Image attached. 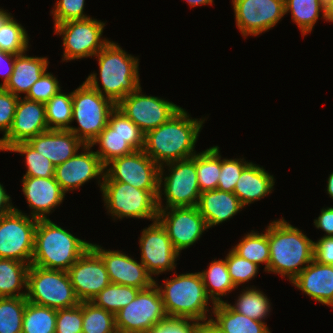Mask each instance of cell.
<instances>
[{"label":"cell","instance_id":"f907efd6","mask_svg":"<svg viewBox=\"0 0 333 333\" xmlns=\"http://www.w3.org/2000/svg\"><path fill=\"white\" fill-rule=\"evenodd\" d=\"M18 99V96L0 87V131L3 132V137L12 126Z\"/></svg>","mask_w":333,"mask_h":333},{"label":"cell","instance_id":"e0dca14e","mask_svg":"<svg viewBox=\"0 0 333 333\" xmlns=\"http://www.w3.org/2000/svg\"><path fill=\"white\" fill-rule=\"evenodd\" d=\"M76 297L91 302L111 281L99 254L90 246L67 270Z\"/></svg>","mask_w":333,"mask_h":333},{"label":"cell","instance_id":"816d5d0a","mask_svg":"<svg viewBox=\"0 0 333 333\" xmlns=\"http://www.w3.org/2000/svg\"><path fill=\"white\" fill-rule=\"evenodd\" d=\"M313 259L321 264L333 265V236L314 241Z\"/></svg>","mask_w":333,"mask_h":333},{"label":"cell","instance_id":"94428289","mask_svg":"<svg viewBox=\"0 0 333 333\" xmlns=\"http://www.w3.org/2000/svg\"><path fill=\"white\" fill-rule=\"evenodd\" d=\"M11 13L6 12V10L0 9V27L1 24L10 16Z\"/></svg>","mask_w":333,"mask_h":333},{"label":"cell","instance_id":"f35d334b","mask_svg":"<svg viewBox=\"0 0 333 333\" xmlns=\"http://www.w3.org/2000/svg\"><path fill=\"white\" fill-rule=\"evenodd\" d=\"M26 297H0V333H22Z\"/></svg>","mask_w":333,"mask_h":333},{"label":"cell","instance_id":"f546056e","mask_svg":"<svg viewBox=\"0 0 333 333\" xmlns=\"http://www.w3.org/2000/svg\"><path fill=\"white\" fill-rule=\"evenodd\" d=\"M199 273L213 306L224 302L220 297L227 295L236 288L230 278L225 259H214L209 264V268Z\"/></svg>","mask_w":333,"mask_h":333},{"label":"cell","instance_id":"ab89813d","mask_svg":"<svg viewBox=\"0 0 333 333\" xmlns=\"http://www.w3.org/2000/svg\"><path fill=\"white\" fill-rule=\"evenodd\" d=\"M7 151L18 152L25 156L27 171L23 177H54L55 166L52 162L37 152L27 142L14 144Z\"/></svg>","mask_w":333,"mask_h":333},{"label":"cell","instance_id":"f5cc1de1","mask_svg":"<svg viewBox=\"0 0 333 333\" xmlns=\"http://www.w3.org/2000/svg\"><path fill=\"white\" fill-rule=\"evenodd\" d=\"M314 225L326 233L324 236H333V206L321 209L320 215L314 220Z\"/></svg>","mask_w":333,"mask_h":333},{"label":"cell","instance_id":"9f6ffc18","mask_svg":"<svg viewBox=\"0 0 333 333\" xmlns=\"http://www.w3.org/2000/svg\"><path fill=\"white\" fill-rule=\"evenodd\" d=\"M201 333H225L221 329H219L210 318L202 323Z\"/></svg>","mask_w":333,"mask_h":333},{"label":"cell","instance_id":"91938a15","mask_svg":"<svg viewBox=\"0 0 333 333\" xmlns=\"http://www.w3.org/2000/svg\"><path fill=\"white\" fill-rule=\"evenodd\" d=\"M327 193L329 194V197L333 199V172L329 175L328 181H327Z\"/></svg>","mask_w":333,"mask_h":333},{"label":"cell","instance_id":"9c48e42d","mask_svg":"<svg viewBox=\"0 0 333 333\" xmlns=\"http://www.w3.org/2000/svg\"><path fill=\"white\" fill-rule=\"evenodd\" d=\"M166 165L170 168L168 176L163 177V167L159 171L158 209L197 206L201 191L197 179L196 154ZM162 195L166 197V206L162 205Z\"/></svg>","mask_w":333,"mask_h":333},{"label":"cell","instance_id":"83f0119b","mask_svg":"<svg viewBox=\"0 0 333 333\" xmlns=\"http://www.w3.org/2000/svg\"><path fill=\"white\" fill-rule=\"evenodd\" d=\"M212 309L215 319L210 316V320L225 333H271L265 322L238 313L226 301L215 304Z\"/></svg>","mask_w":333,"mask_h":333},{"label":"cell","instance_id":"f6af8a7d","mask_svg":"<svg viewBox=\"0 0 333 333\" xmlns=\"http://www.w3.org/2000/svg\"><path fill=\"white\" fill-rule=\"evenodd\" d=\"M240 159H222L217 189L233 193L243 169L250 163Z\"/></svg>","mask_w":333,"mask_h":333},{"label":"cell","instance_id":"6da1fadb","mask_svg":"<svg viewBox=\"0 0 333 333\" xmlns=\"http://www.w3.org/2000/svg\"><path fill=\"white\" fill-rule=\"evenodd\" d=\"M189 116L181 108L168 121L145 134L143 151L159 167L197 154L195 144L205 120Z\"/></svg>","mask_w":333,"mask_h":333},{"label":"cell","instance_id":"52a82bcc","mask_svg":"<svg viewBox=\"0 0 333 333\" xmlns=\"http://www.w3.org/2000/svg\"><path fill=\"white\" fill-rule=\"evenodd\" d=\"M27 301L55 310L80 304L67 271L30 265L27 273Z\"/></svg>","mask_w":333,"mask_h":333},{"label":"cell","instance_id":"1f68e13d","mask_svg":"<svg viewBox=\"0 0 333 333\" xmlns=\"http://www.w3.org/2000/svg\"><path fill=\"white\" fill-rule=\"evenodd\" d=\"M240 257L257 264L265 263L264 271L268 272L270 261V246L268 242V226L265 233L251 231L245 234L240 242L232 248Z\"/></svg>","mask_w":333,"mask_h":333},{"label":"cell","instance_id":"8d00e7d4","mask_svg":"<svg viewBox=\"0 0 333 333\" xmlns=\"http://www.w3.org/2000/svg\"><path fill=\"white\" fill-rule=\"evenodd\" d=\"M139 290L132 286L110 283L91 302L99 308L116 314L132 302Z\"/></svg>","mask_w":333,"mask_h":333},{"label":"cell","instance_id":"ffe728a7","mask_svg":"<svg viewBox=\"0 0 333 333\" xmlns=\"http://www.w3.org/2000/svg\"><path fill=\"white\" fill-rule=\"evenodd\" d=\"M49 130L46 120L45 104L31 101L21 96L18 99L12 126L0 138V151H7L12 145L28 142L36 135Z\"/></svg>","mask_w":333,"mask_h":333},{"label":"cell","instance_id":"5bb4252c","mask_svg":"<svg viewBox=\"0 0 333 333\" xmlns=\"http://www.w3.org/2000/svg\"><path fill=\"white\" fill-rule=\"evenodd\" d=\"M142 93L140 86L123 98L116 107L144 134L168 121L182 108L168 100Z\"/></svg>","mask_w":333,"mask_h":333},{"label":"cell","instance_id":"cb8c5ba5","mask_svg":"<svg viewBox=\"0 0 333 333\" xmlns=\"http://www.w3.org/2000/svg\"><path fill=\"white\" fill-rule=\"evenodd\" d=\"M291 283L310 298L333 308V265L313 259Z\"/></svg>","mask_w":333,"mask_h":333},{"label":"cell","instance_id":"9a60e30c","mask_svg":"<svg viewBox=\"0 0 333 333\" xmlns=\"http://www.w3.org/2000/svg\"><path fill=\"white\" fill-rule=\"evenodd\" d=\"M237 28L245 38L272 29L284 17L285 0H232Z\"/></svg>","mask_w":333,"mask_h":333},{"label":"cell","instance_id":"8992f818","mask_svg":"<svg viewBox=\"0 0 333 333\" xmlns=\"http://www.w3.org/2000/svg\"><path fill=\"white\" fill-rule=\"evenodd\" d=\"M72 122L79 127H69L84 145H91L100 132L107 126L108 117L116 105L103 97L85 81L72 92Z\"/></svg>","mask_w":333,"mask_h":333},{"label":"cell","instance_id":"5b68a950","mask_svg":"<svg viewBox=\"0 0 333 333\" xmlns=\"http://www.w3.org/2000/svg\"><path fill=\"white\" fill-rule=\"evenodd\" d=\"M163 281V286L156 281L154 283L160 291L169 319H190L200 323L207 321L208 301L211 299L199 272L179 274Z\"/></svg>","mask_w":333,"mask_h":333},{"label":"cell","instance_id":"7c38bea8","mask_svg":"<svg viewBox=\"0 0 333 333\" xmlns=\"http://www.w3.org/2000/svg\"><path fill=\"white\" fill-rule=\"evenodd\" d=\"M160 167L142 150L112 159L105 165L103 181H119L159 194Z\"/></svg>","mask_w":333,"mask_h":333},{"label":"cell","instance_id":"ee69618b","mask_svg":"<svg viewBox=\"0 0 333 333\" xmlns=\"http://www.w3.org/2000/svg\"><path fill=\"white\" fill-rule=\"evenodd\" d=\"M225 260L230 278L236 288L255 278L258 273L259 266L257 264L240 257L232 249L226 255Z\"/></svg>","mask_w":333,"mask_h":333},{"label":"cell","instance_id":"ac0fdd59","mask_svg":"<svg viewBox=\"0 0 333 333\" xmlns=\"http://www.w3.org/2000/svg\"><path fill=\"white\" fill-rule=\"evenodd\" d=\"M139 245L141 262L151 276L175 269L180 253L173 247L166 230L158 220L143 229Z\"/></svg>","mask_w":333,"mask_h":333},{"label":"cell","instance_id":"4dcf8cb0","mask_svg":"<svg viewBox=\"0 0 333 333\" xmlns=\"http://www.w3.org/2000/svg\"><path fill=\"white\" fill-rule=\"evenodd\" d=\"M291 12L292 20L301 30L303 36L310 33L318 18L320 12L325 20L324 0H285V14Z\"/></svg>","mask_w":333,"mask_h":333},{"label":"cell","instance_id":"277c9868","mask_svg":"<svg viewBox=\"0 0 333 333\" xmlns=\"http://www.w3.org/2000/svg\"><path fill=\"white\" fill-rule=\"evenodd\" d=\"M90 246L91 243L75 237L50 218L40 219L34 233L31 265L67 271Z\"/></svg>","mask_w":333,"mask_h":333},{"label":"cell","instance_id":"4fadbf2b","mask_svg":"<svg viewBox=\"0 0 333 333\" xmlns=\"http://www.w3.org/2000/svg\"><path fill=\"white\" fill-rule=\"evenodd\" d=\"M38 220L15 208L0 218V258L31 265Z\"/></svg>","mask_w":333,"mask_h":333},{"label":"cell","instance_id":"3957f363","mask_svg":"<svg viewBox=\"0 0 333 333\" xmlns=\"http://www.w3.org/2000/svg\"><path fill=\"white\" fill-rule=\"evenodd\" d=\"M268 242V273L279 274L292 282L313 260L314 241L284 218L274 220L268 225Z\"/></svg>","mask_w":333,"mask_h":333},{"label":"cell","instance_id":"603a6c76","mask_svg":"<svg viewBox=\"0 0 333 333\" xmlns=\"http://www.w3.org/2000/svg\"><path fill=\"white\" fill-rule=\"evenodd\" d=\"M56 167L74 156L84 144L69 130L49 129L27 142Z\"/></svg>","mask_w":333,"mask_h":333},{"label":"cell","instance_id":"db71d44e","mask_svg":"<svg viewBox=\"0 0 333 333\" xmlns=\"http://www.w3.org/2000/svg\"><path fill=\"white\" fill-rule=\"evenodd\" d=\"M16 56H17L16 54L0 50V75H2V78H4L3 83L0 84V87H4L6 83L9 81L13 73ZM2 68L3 69L7 68V69L6 70L4 69L5 70L4 72L3 70H1Z\"/></svg>","mask_w":333,"mask_h":333},{"label":"cell","instance_id":"b9f144b4","mask_svg":"<svg viewBox=\"0 0 333 333\" xmlns=\"http://www.w3.org/2000/svg\"><path fill=\"white\" fill-rule=\"evenodd\" d=\"M28 43L27 31L10 15L0 27V50L20 55L28 51Z\"/></svg>","mask_w":333,"mask_h":333},{"label":"cell","instance_id":"6f0895ef","mask_svg":"<svg viewBox=\"0 0 333 333\" xmlns=\"http://www.w3.org/2000/svg\"><path fill=\"white\" fill-rule=\"evenodd\" d=\"M325 5V19L328 22H333V0H324Z\"/></svg>","mask_w":333,"mask_h":333},{"label":"cell","instance_id":"c3c4849f","mask_svg":"<svg viewBox=\"0 0 333 333\" xmlns=\"http://www.w3.org/2000/svg\"><path fill=\"white\" fill-rule=\"evenodd\" d=\"M85 0H59L55 3L53 14L54 25L61 24L69 20L87 19L90 16L84 14Z\"/></svg>","mask_w":333,"mask_h":333},{"label":"cell","instance_id":"4316f807","mask_svg":"<svg viewBox=\"0 0 333 333\" xmlns=\"http://www.w3.org/2000/svg\"><path fill=\"white\" fill-rule=\"evenodd\" d=\"M48 62L46 57H31L26 52L17 55L13 73L3 88L18 97L20 93L27 95L31 86L47 71Z\"/></svg>","mask_w":333,"mask_h":333},{"label":"cell","instance_id":"30bf717a","mask_svg":"<svg viewBox=\"0 0 333 333\" xmlns=\"http://www.w3.org/2000/svg\"><path fill=\"white\" fill-rule=\"evenodd\" d=\"M168 317L157 285L139 290L128 305L115 314L118 333H146Z\"/></svg>","mask_w":333,"mask_h":333},{"label":"cell","instance_id":"60d3db41","mask_svg":"<svg viewBox=\"0 0 333 333\" xmlns=\"http://www.w3.org/2000/svg\"><path fill=\"white\" fill-rule=\"evenodd\" d=\"M82 333H118L115 314L92 302H83Z\"/></svg>","mask_w":333,"mask_h":333},{"label":"cell","instance_id":"681fc988","mask_svg":"<svg viewBox=\"0 0 333 333\" xmlns=\"http://www.w3.org/2000/svg\"><path fill=\"white\" fill-rule=\"evenodd\" d=\"M202 323L190 319H167L146 333H201Z\"/></svg>","mask_w":333,"mask_h":333},{"label":"cell","instance_id":"44dd1931","mask_svg":"<svg viewBox=\"0 0 333 333\" xmlns=\"http://www.w3.org/2000/svg\"><path fill=\"white\" fill-rule=\"evenodd\" d=\"M91 247L102 258L111 283L132 286L140 290L154 284V277L146 271L141 261L138 263L122 251L105 250L100 245L92 243Z\"/></svg>","mask_w":333,"mask_h":333},{"label":"cell","instance_id":"ba28073f","mask_svg":"<svg viewBox=\"0 0 333 333\" xmlns=\"http://www.w3.org/2000/svg\"><path fill=\"white\" fill-rule=\"evenodd\" d=\"M102 182L104 205L113 219L126 217L157 220L158 198L151 191L119 181Z\"/></svg>","mask_w":333,"mask_h":333},{"label":"cell","instance_id":"f1b7e54d","mask_svg":"<svg viewBox=\"0 0 333 333\" xmlns=\"http://www.w3.org/2000/svg\"><path fill=\"white\" fill-rule=\"evenodd\" d=\"M30 264L0 258V297H26ZM25 287V291L20 292Z\"/></svg>","mask_w":333,"mask_h":333},{"label":"cell","instance_id":"d590c367","mask_svg":"<svg viewBox=\"0 0 333 333\" xmlns=\"http://www.w3.org/2000/svg\"><path fill=\"white\" fill-rule=\"evenodd\" d=\"M247 287L246 290L238 296L234 305L229 306L240 314H243L256 321L265 319L271 310L270 300L267 296L255 287Z\"/></svg>","mask_w":333,"mask_h":333},{"label":"cell","instance_id":"7dc6e473","mask_svg":"<svg viewBox=\"0 0 333 333\" xmlns=\"http://www.w3.org/2000/svg\"><path fill=\"white\" fill-rule=\"evenodd\" d=\"M61 90L59 81L51 73L45 72L32 86L25 98L46 103Z\"/></svg>","mask_w":333,"mask_h":333},{"label":"cell","instance_id":"d4e9b609","mask_svg":"<svg viewBox=\"0 0 333 333\" xmlns=\"http://www.w3.org/2000/svg\"><path fill=\"white\" fill-rule=\"evenodd\" d=\"M197 208L211 228L233 218L244 206L234 193L216 189L201 192Z\"/></svg>","mask_w":333,"mask_h":333},{"label":"cell","instance_id":"e575fe53","mask_svg":"<svg viewBox=\"0 0 333 333\" xmlns=\"http://www.w3.org/2000/svg\"><path fill=\"white\" fill-rule=\"evenodd\" d=\"M57 310L27 301L22 333H55Z\"/></svg>","mask_w":333,"mask_h":333},{"label":"cell","instance_id":"11a10c76","mask_svg":"<svg viewBox=\"0 0 333 333\" xmlns=\"http://www.w3.org/2000/svg\"><path fill=\"white\" fill-rule=\"evenodd\" d=\"M15 207L12 205L11 197L6 193L3 184L0 183V218L12 212Z\"/></svg>","mask_w":333,"mask_h":333},{"label":"cell","instance_id":"7402d4cb","mask_svg":"<svg viewBox=\"0 0 333 333\" xmlns=\"http://www.w3.org/2000/svg\"><path fill=\"white\" fill-rule=\"evenodd\" d=\"M22 179V191L28 206L32 209L30 217L37 220L48 219L47 214L63 202L66 193L54 177H23Z\"/></svg>","mask_w":333,"mask_h":333},{"label":"cell","instance_id":"d6a6232c","mask_svg":"<svg viewBox=\"0 0 333 333\" xmlns=\"http://www.w3.org/2000/svg\"><path fill=\"white\" fill-rule=\"evenodd\" d=\"M219 147L213 146L196 154V170L201 192L216 190L221 171Z\"/></svg>","mask_w":333,"mask_h":333},{"label":"cell","instance_id":"8fae6325","mask_svg":"<svg viewBox=\"0 0 333 333\" xmlns=\"http://www.w3.org/2000/svg\"><path fill=\"white\" fill-rule=\"evenodd\" d=\"M105 23L87 18L69 20L54 25L56 35L63 37V61H71L95 56L108 42L102 39Z\"/></svg>","mask_w":333,"mask_h":333},{"label":"cell","instance_id":"7bdbcfd3","mask_svg":"<svg viewBox=\"0 0 333 333\" xmlns=\"http://www.w3.org/2000/svg\"><path fill=\"white\" fill-rule=\"evenodd\" d=\"M108 125L117 133L123 135L135 150H142L144 148L145 134L117 107L111 111L108 117Z\"/></svg>","mask_w":333,"mask_h":333},{"label":"cell","instance_id":"bcb514c9","mask_svg":"<svg viewBox=\"0 0 333 333\" xmlns=\"http://www.w3.org/2000/svg\"><path fill=\"white\" fill-rule=\"evenodd\" d=\"M83 302L71 307L57 310L55 333H82Z\"/></svg>","mask_w":333,"mask_h":333},{"label":"cell","instance_id":"836d02e7","mask_svg":"<svg viewBox=\"0 0 333 333\" xmlns=\"http://www.w3.org/2000/svg\"><path fill=\"white\" fill-rule=\"evenodd\" d=\"M99 144V150L95 153L101 162L106 165L112 159L131 154L135 149L126 141L123 135L117 133L108 124L91 143V146Z\"/></svg>","mask_w":333,"mask_h":333},{"label":"cell","instance_id":"680465c9","mask_svg":"<svg viewBox=\"0 0 333 333\" xmlns=\"http://www.w3.org/2000/svg\"><path fill=\"white\" fill-rule=\"evenodd\" d=\"M191 7L200 5H209L213 3V0H185Z\"/></svg>","mask_w":333,"mask_h":333},{"label":"cell","instance_id":"74e56055","mask_svg":"<svg viewBox=\"0 0 333 333\" xmlns=\"http://www.w3.org/2000/svg\"><path fill=\"white\" fill-rule=\"evenodd\" d=\"M60 90L45 103L47 126L49 129L68 130L72 123V92L63 93Z\"/></svg>","mask_w":333,"mask_h":333},{"label":"cell","instance_id":"7a4b0ae2","mask_svg":"<svg viewBox=\"0 0 333 333\" xmlns=\"http://www.w3.org/2000/svg\"><path fill=\"white\" fill-rule=\"evenodd\" d=\"M94 57L98 59L102 88L97 73H91L85 82L115 105L141 86L139 59L127 54L118 43L109 41Z\"/></svg>","mask_w":333,"mask_h":333},{"label":"cell","instance_id":"2e32d148","mask_svg":"<svg viewBox=\"0 0 333 333\" xmlns=\"http://www.w3.org/2000/svg\"><path fill=\"white\" fill-rule=\"evenodd\" d=\"M157 220L179 253L197 242L208 229L197 206L159 209Z\"/></svg>","mask_w":333,"mask_h":333},{"label":"cell","instance_id":"484cf974","mask_svg":"<svg viewBox=\"0 0 333 333\" xmlns=\"http://www.w3.org/2000/svg\"><path fill=\"white\" fill-rule=\"evenodd\" d=\"M274 180L273 175H270L263 167L250 162L243 169L233 193L245 207L272 193Z\"/></svg>","mask_w":333,"mask_h":333},{"label":"cell","instance_id":"d6986e66","mask_svg":"<svg viewBox=\"0 0 333 333\" xmlns=\"http://www.w3.org/2000/svg\"><path fill=\"white\" fill-rule=\"evenodd\" d=\"M91 145H84L82 153H76L64 163L57 165L54 178L61 189L67 193L79 189L84 183L93 178H98L100 190L105 176V165L101 162Z\"/></svg>","mask_w":333,"mask_h":333}]
</instances>
